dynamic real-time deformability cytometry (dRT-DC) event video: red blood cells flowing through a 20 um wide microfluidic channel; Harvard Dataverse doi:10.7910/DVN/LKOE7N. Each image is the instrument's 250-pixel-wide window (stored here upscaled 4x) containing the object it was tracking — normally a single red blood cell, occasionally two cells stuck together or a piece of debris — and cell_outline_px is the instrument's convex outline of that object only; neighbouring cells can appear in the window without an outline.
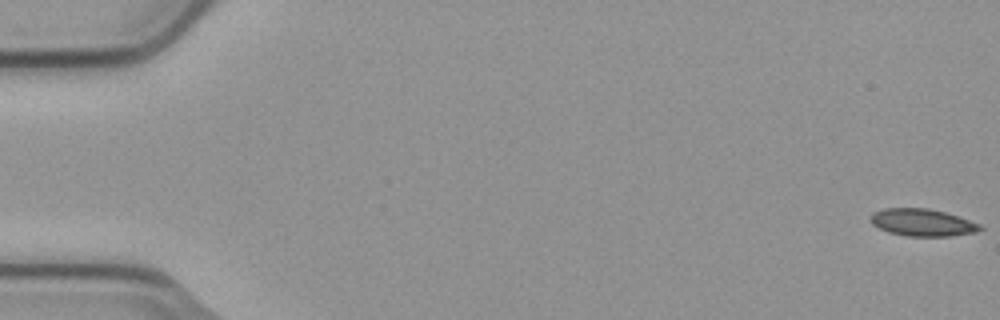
{"species": "common noctule bat (a hibernating species)", "species_latin": "Nyctalus noctula", "temperature_condition": "cold", "stored_images_in_passage": 55, "camera_frame_rate_fps": 3000, "um_per_image_px": 0.085, "animal": {"sex": "male", "body_mass_g": 23.1, "forearm_length_mm": 52.7}, "frame": {"image": 1, "passage_image": 1, "time_ms": 0.0, "image_size_px": [1000, 320], "cell_outline_px": [[984, 228], [976, 232], [952, 236], [908, 236], [888, 232], [872, 224], [872, 212], [884, 208], [928, 208], [944, 212], [980, 224]], "centroid_in_image_um": [78.41, 18.91], "position_along_channel_um": 6.6, "area_um2": 17.22}}
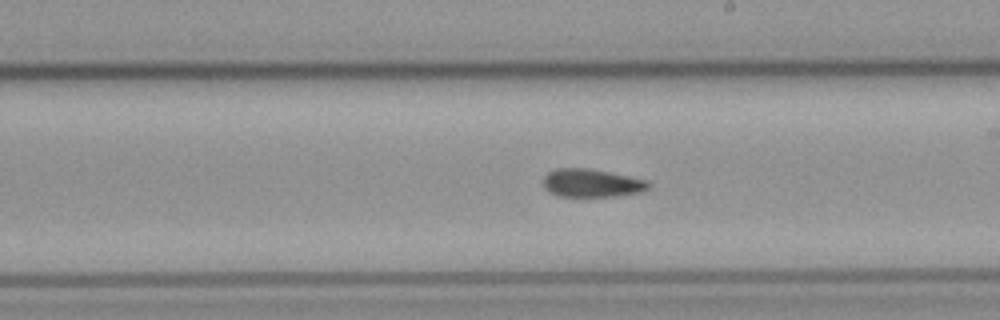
{"frame": {"image": 2, "passage_image": 32, "time_ms": 10.333, "image_size_px": [1000, 320], "cell_outline_px": [[648, 188], [640, 192], [616, 196], [560, 196], [548, 192], [544, 188], [544, 176], [548, 172], [556, 168], [588, 168], [648, 180]], "centroid_in_image_um": [50.25, 15.56], "position_along_channel_um": 238.7, "area_um2": 17.11}}
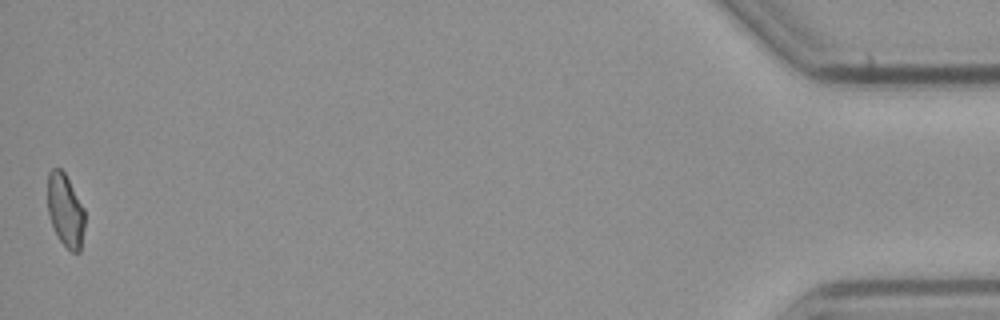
{"frame": {"image": 3, "passage_image": 55, "time_ms": 18.0, "image_size_px": [1000, 320], "cell_outline_px": [[84, 228], [80, 252], [72, 252], [60, 240], [52, 224], [48, 212], [48, 172], [52, 168], [60, 168], [64, 172], [84, 208]], "centroid_in_image_um": [5.56, 17.87], "position_along_channel_um": 429.6, "area_um2": 15.55}, "authors_computed_cell_mechanics": {"area_um2": 17.3978, "velocity_mm_per_s": 3.7821, "shape_relaxation_time_tau1_ms": null, "shape_relaxation_time_tau2_ms": 3.1469, "deformation_change_tau1": null, "deformation_change_tau2": 0.0875}}